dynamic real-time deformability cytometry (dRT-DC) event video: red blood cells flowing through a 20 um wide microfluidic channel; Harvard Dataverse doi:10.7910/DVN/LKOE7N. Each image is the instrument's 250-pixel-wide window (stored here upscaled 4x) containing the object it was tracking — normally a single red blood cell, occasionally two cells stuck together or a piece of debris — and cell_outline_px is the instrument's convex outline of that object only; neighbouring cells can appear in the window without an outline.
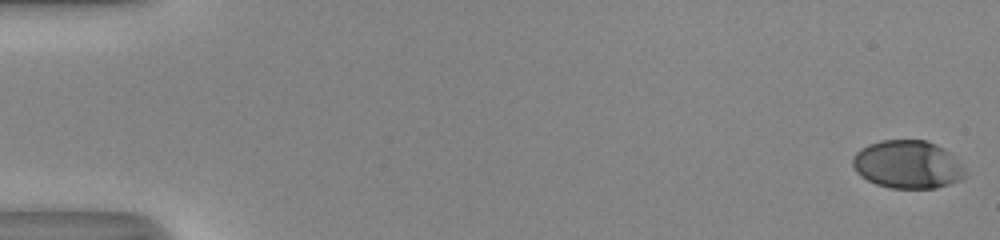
{"species": "human", "species_latin": "Homo sapiens", "temperature_condition": "room temperature", "stored_images_in_passage": 53, "camera_frame_rate_fps": 3000, "um_per_image_px": 0.085, "donor": {"sex": "male"}, "frame": {"image": 1, "passage_image": 1, "time_ms": 0.0, "image_size_px": [1000, 240], "cell_outline_px": [[968, 176], [960, 180], [936, 188], [892, 188], [876, 184], [860, 176], [856, 172], [852, 164], [852, 156], [860, 148], [868, 144], [880, 140], [928, 140], [944, 148], [964, 168]], "centroid_in_image_um": [77.12, 13.98], "position_along_channel_um": 7.9, "area_um2": 31.62}}
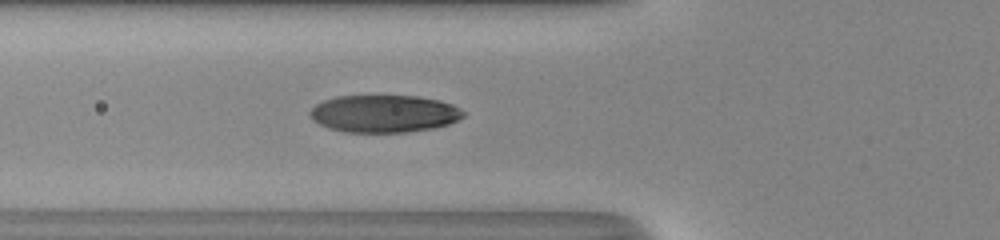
{"frame": {"image": 2, "passage_image": 21, "time_ms": 6.667, "image_size_px": [1000, 240], "cell_outline_px": [[464, 116], [448, 124], [432, 128], [408, 132], [344, 132], [328, 128], [312, 120], [308, 116], [308, 112], [316, 104], [324, 100], [336, 96], [416, 96], [440, 100], [452, 104], [460, 108], [464, 112]], "centroid_in_image_um": [32.61, 9.66], "position_along_channel_um": 93.2, "area_um2": 33.52}}
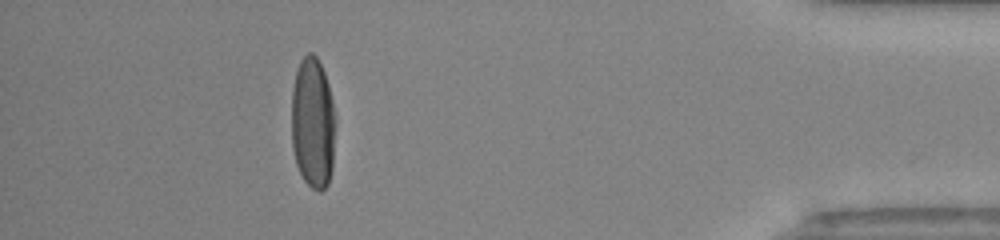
{"frame": {"image": 3, "passage_image": 48, "time_ms": 15.667, "image_size_px": [1000, 240], "cell_outline_px": [[336, 124], [332, 168], [328, 184], [320, 192], [312, 188], [304, 180], [296, 164], [292, 148], [292, 88], [296, 72], [300, 60], [308, 52], [312, 52], [316, 56], [324, 72], [328, 84], [332, 100], [336, 120]], "centroid_in_image_um": [26.6, 10.46], "position_along_channel_um": 408.6, "area_um2": 33.93}, "authors_computed_cell_mechanics": {"area_um2": 33.9286, "velocity_mm_per_s": 4.0623, "shape_relaxation_time_tau1_ms": 4.5511, "shape_relaxation_time_tau2_ms": null, "deformation_change_tau1": 0.2374, "deformation_change_tau2": null}}